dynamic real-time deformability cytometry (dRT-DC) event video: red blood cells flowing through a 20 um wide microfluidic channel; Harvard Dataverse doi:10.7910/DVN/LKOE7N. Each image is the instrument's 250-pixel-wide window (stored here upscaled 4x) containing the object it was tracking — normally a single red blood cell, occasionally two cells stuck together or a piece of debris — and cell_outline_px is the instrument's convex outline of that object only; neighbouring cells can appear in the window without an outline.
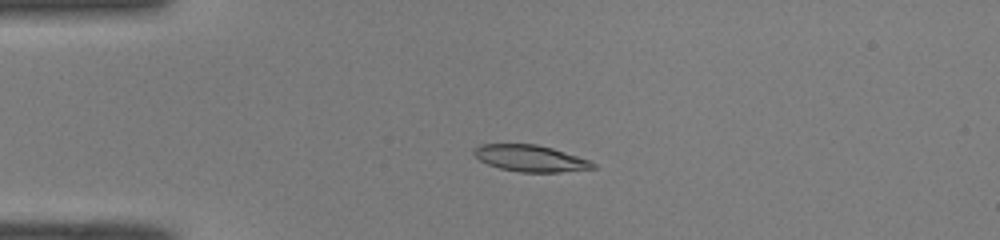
{"species": "common noctule bat (a hibernating species)", "species_latin": "Nyctalus noctula", "temperature_condition": "room temperature", "stored_images_in_passage": 51, "camera_frame_rate_fps": 3000, "um_per_image_px": 0.085, "animal": {"sex": "male", "body_mass_g": 19.0, "forearm_length_mm": 50.8}, "frame": {"image": 1, "passage_image": 13, "time_ms": 4.0, "image_size_px": [1000, 240], "cell_outline_px": [[596, 168], [560, 172], [520, 172], [500, 168], [488, 164], [480, 160], [472, 152], [472, 148], [480, 144], [536, 144], [552, 148], [588, 160], [596, 164]], "centroid_in_image_um": [45.05, 13.45], "position_along_channel_um": 40.0, "area_um2": 18.26}}
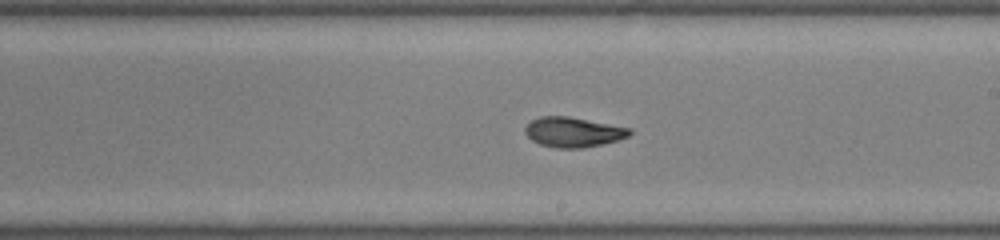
{"frame": {"image": 2, "passage_image": 30, "time_ms": 9.667, "image_size_px": [1000, 240], "cell_outline_px": [[632, 132], [628, 136], [616, 140], [584, 148], [556, 148], [540, 144], [532, 140], [524, 132], [524, 128], [532, 120], [540, 116], [568, 116], [632, 128]], "centroid_in_image_um": [48.71, 11.22], "position_along_channel_um": 240.3, "area_um2": 18.15}}
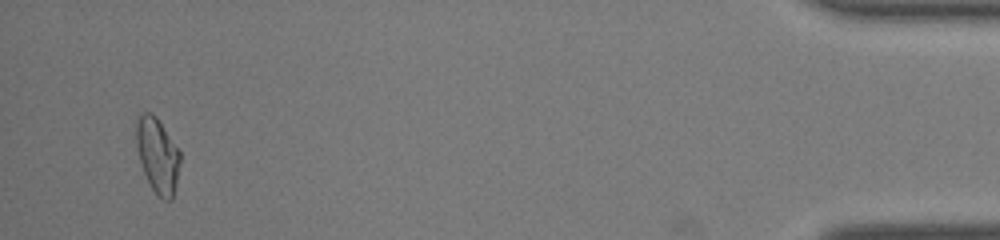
{"frame": {"image": 3, "passage_image": 49, "time_ms": 16.0, "image_size_px": [1000, 240], "cell_outline_px": [[180, 160], [176, 184], [172, 200], [164, 200], [156, 196], [144, 172], [140, 160], [136, 144], [136, 124], [140, 112], [148, 112], [156, 116], [180, 152]], "centroid_in_image_um": [13.39, 13.21], "position_along_channel_um": 421.8, "area_um2": 18.96}, "authors_computed_cell_mechanics": {"area_um2": 18.5538, "velocity_mm_per_s": 4.0727, "shape_relaxation_time_tau1_ms": null, "shape_relaxation_time_tau2_ms": 1.7687, "deformation_change_tau1": null, "deformation_change_tau2": 0.073}}